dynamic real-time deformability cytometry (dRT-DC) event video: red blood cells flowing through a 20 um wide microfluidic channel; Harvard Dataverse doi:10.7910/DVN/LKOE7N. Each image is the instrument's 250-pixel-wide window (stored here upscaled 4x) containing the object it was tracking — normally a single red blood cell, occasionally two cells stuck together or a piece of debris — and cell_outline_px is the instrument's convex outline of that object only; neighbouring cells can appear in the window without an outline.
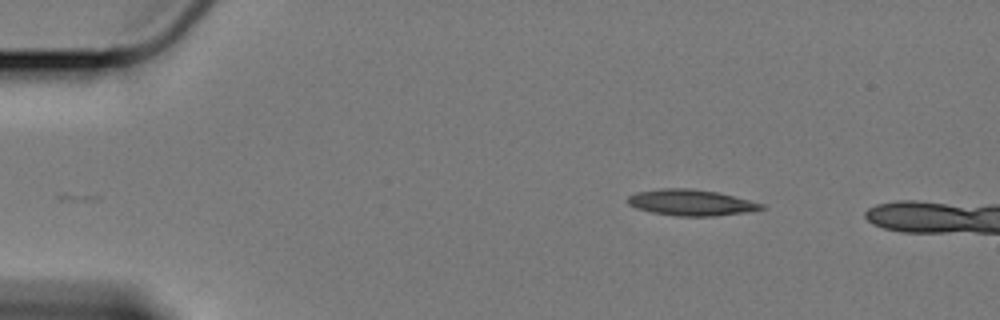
{"species": "Egyptian fruit bat (a non-hibernating species)", "species_latin": "Rousettus aegyptiacus", "temperature_condition": "cold", "stored_images_in_passage": 6, "camera_frame_rate_fps": 3000, "um_per_image_px": 0.085, "animal": {"sex": "female"}, "frame": {"image": 1, "passage_image": 1, "time_ms": 0.0, "image_size_px": [1000, 320], "cell_outline_px": [[764, 208], [744, 212], [712, 216], [680, 216], [652, 212], [636, 208], [628, 204], [628, 196], [636, 192], [664, 188], [688, 188], [716, 192], [764, 204]], "centroid_in_image_um": [58.68, 17.21], "position_along_channel_um": 26.3, "area_um2": 19.88}}